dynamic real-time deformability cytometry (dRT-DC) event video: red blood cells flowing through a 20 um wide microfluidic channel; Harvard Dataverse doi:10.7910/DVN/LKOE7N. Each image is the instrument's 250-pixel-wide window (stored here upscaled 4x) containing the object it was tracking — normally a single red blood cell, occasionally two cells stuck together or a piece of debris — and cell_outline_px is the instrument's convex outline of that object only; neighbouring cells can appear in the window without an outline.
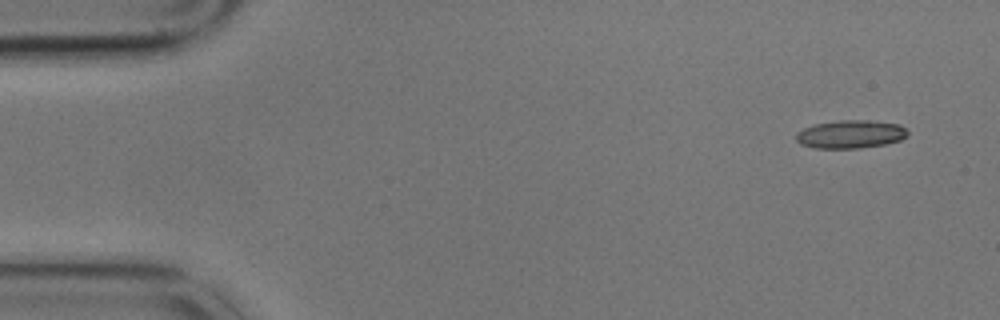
{"species": "common noctule bat (a hibernating species)", "species_latin": "Nyctalus noctula", "temperature_condition": "cold", "stored_images_in_passage": 55, "camera_frame_rate_fps": 3000, "um_per_image_px": 0.085, "animal": {"sex": "male", "body_mass_g": 17.9}, "frame": {"image": 1, "passage_image": 1, "time_ms": 0.0, "image_size_px": [1000, 320], "cell_outline_px": [[908, 136], [900, 140], [884, 144], [860, 148], [816, 148], [800, 144], [796, 140], [796, 132], [804, 128], [816, 124], [840, 120], [864, 120], [900, 124], [908, 132]], "centroid_in_image_um": [72.29, 11.41], "position_along_channel_um": 12.7, "area_um2": 18.21}}
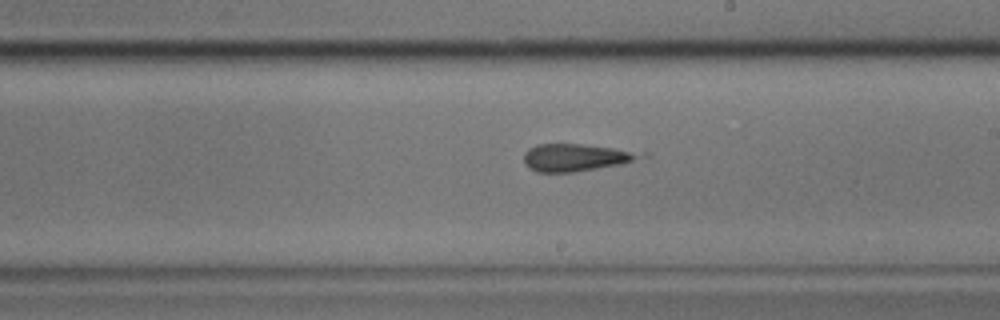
{"frame": {"image": 2, "passage_image": 30, "time_ms": 9.667, "image_size_px": [1000, 320], "cell_outline_px": [[652, 156], [624, 164], [576, 172], [536, 172], [528, 168], [524, 164], [524, 152], [528, 148], [536, 144], [580, 144], [652, 152]], "centroid_in_image_um": [49.1, 13.38], "position_along_channel_um": 239.9, "area_um2": 19.42}}
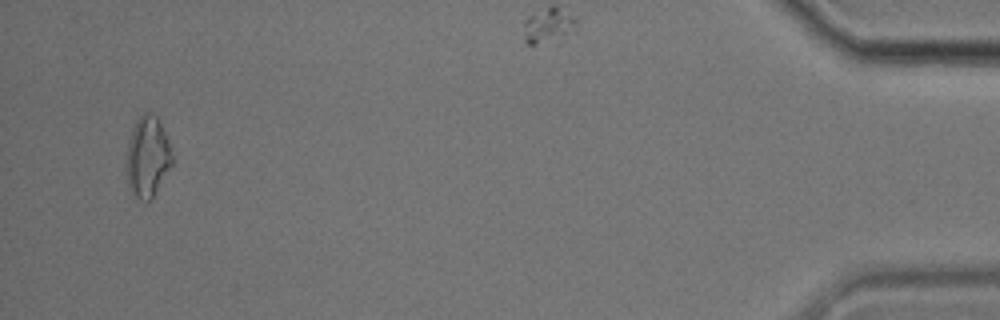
{"frame": {"image": 3, "passage_image": 53, "time_ms": 17.333, "image_size_px": [1000, 320], "cell_outline_px": [[176, 156], [172, 164], [152, 200], [148, 204], [144, 204], [132, 192], [128, 184], [124, 164], [128, 140], [132, 128], [136, 120], [144, 112], [152, 112], [160, 120]], "centroid_in_image_um": [12.55, 13.34], "position_along_channel_um": 422.6, "area_um2": 22.6}, "authors_computed_cell_mechanics": {"area_um2": 18.6694, "velocity_mm_per_s": 3.4482, "shape_relaxation_time_tau1_ms": null, "shape_relaxation_time_tau2_ms": 1.8083, "deformation_change_tau1": null, "deformation_change_tau2": 0.094}}